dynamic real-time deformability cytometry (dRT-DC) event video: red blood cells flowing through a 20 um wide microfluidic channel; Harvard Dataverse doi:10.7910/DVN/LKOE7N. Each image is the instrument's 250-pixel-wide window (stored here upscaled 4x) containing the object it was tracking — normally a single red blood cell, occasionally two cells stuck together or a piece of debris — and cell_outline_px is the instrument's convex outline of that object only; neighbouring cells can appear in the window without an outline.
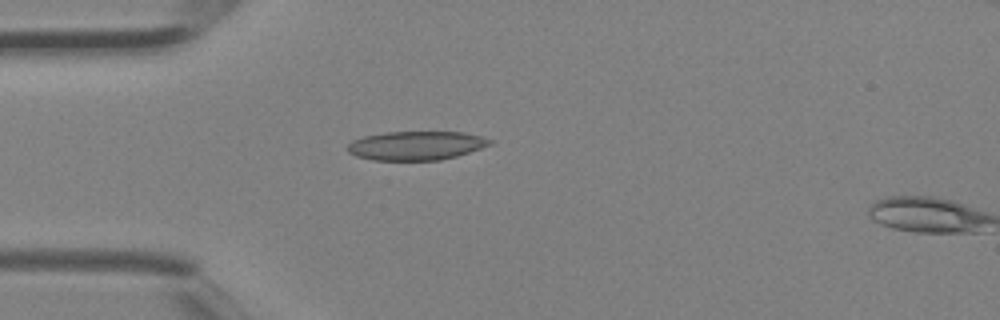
{"species": "Egyptian fruit bat (a non-hibernating species)", "species_latin": "Rousettus aegyptiacus", "temperature_condition": "room temperature", "stored_images_in_passage": 2, "camera_frame_rate_fps": 3000, "um_per_image_px": 0.085, "animal": {"sex": "female"}, "frame": {"image": 1, "passage_image": 1, "time_ms": 0.0, "image_size_px": [1000, 320], "cell_outline_px": [[492, 144], [456, 156], [440, 160], [372, 160], [356, 156], [348, 152], [348, 144], [352, 140], [364, 136], [384, 132], [464, 132], [480, 136], [492, 140]], "centroid_in_image_um": [35.34, 12.37], "position_along_channel_um": 49.7, "area_um2": 23.87}}